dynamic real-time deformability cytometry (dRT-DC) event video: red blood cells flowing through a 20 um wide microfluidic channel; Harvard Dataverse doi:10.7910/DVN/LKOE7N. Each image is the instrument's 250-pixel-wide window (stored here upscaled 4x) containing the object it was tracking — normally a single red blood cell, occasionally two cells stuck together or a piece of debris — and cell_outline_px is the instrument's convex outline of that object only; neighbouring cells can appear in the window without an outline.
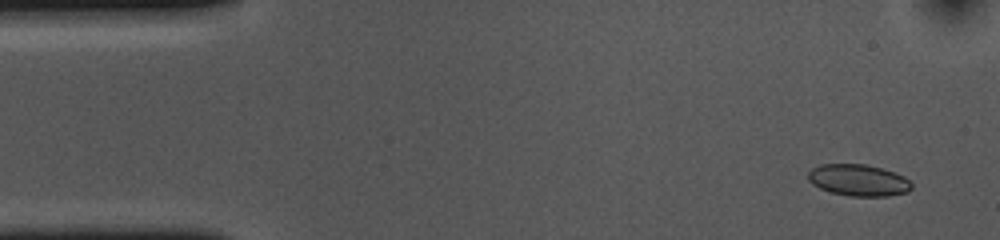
{"species": "common noctule bat (a hibernating species)", "species_latin": "Nyctalus noctula", "temperature_condition": "cold", "stored_images_in_passage": 53, "camera_frame_rate_fps": 3000, "um_per_image_px": 0.085, "animal": {"sex": "female", "body_mass_g": 10.0, "forearm_length_mm": 53.1}, "frame": {"image": 1, "passage_image": 3, "time_ms": 0.667, "image_size_px": [1000, 240], "cell_outline_px": [[912, 188], [908, 192], [888, 196], [848, 196], [832, 192], [820, 188], [812, 184], [808, 180], [808, 172], [812, 168], [820, 164], [864, 164], [880, 168], [904, 176], [912, 184]], "centroid_in_image_um": [72.95, 15.32], "position_along_channel_um": 12.0, "area_um2": 19.02}}
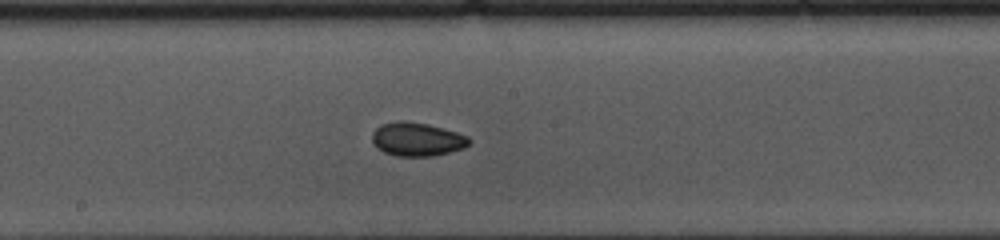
{"frame": {"image": 2, "passage_image": 27, "time_ms": 8.667, "image_size_px": [1000, 240], "cell_outline_px": [[472, 140], [464, 148], [432, 156], [396, 156], [384, 152], [376, 148], [372, 140], [372, 132], [380, 124], [396, 120], [404, 120], [428, 124], [456, 132], [468, 136]], "centroid_in_image_um": [35.41, 11.83], "position_along_channel_um": 212.8, "area_um2": 19.13}}
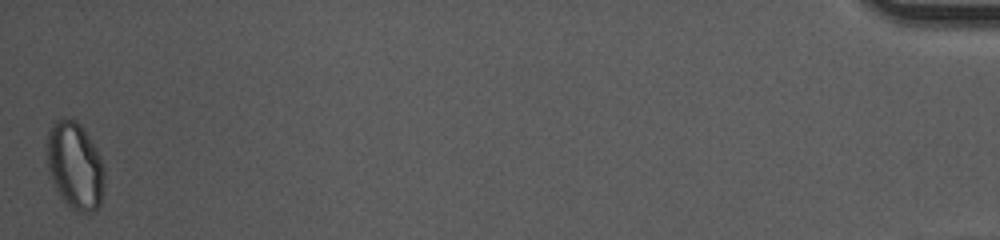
{"frame": {"image": 3, "passage_image": 53, "time_ms": 17.333, "image_size_px": [1000, 240], "cell_outline_px": [[104, 184], [100, 204], [96, 212], [76, 212], [64, 200], [56, 188], [48, 172], [48, 128], [60, 116], [64, 116], [76, 120], [80, 124], [96, 148], [100, 156], [104, 168]], "centroid_in_image_um": [6.38, 14.06], "position_along_channel_um": 428.8, "area_um2": 29.25}, "authors_computed_cell_mechanics": {"area_um2": 19.1318, "velocity_mm_per_s": 3.6562, "shape_relaxation_time_tau1_ms": 2.9649, "shape_relaxation_time_tau2_ms": 2.5522, "deformation_change_tau1": 0.0757, "deformation_change_tau2": 0.0463}}